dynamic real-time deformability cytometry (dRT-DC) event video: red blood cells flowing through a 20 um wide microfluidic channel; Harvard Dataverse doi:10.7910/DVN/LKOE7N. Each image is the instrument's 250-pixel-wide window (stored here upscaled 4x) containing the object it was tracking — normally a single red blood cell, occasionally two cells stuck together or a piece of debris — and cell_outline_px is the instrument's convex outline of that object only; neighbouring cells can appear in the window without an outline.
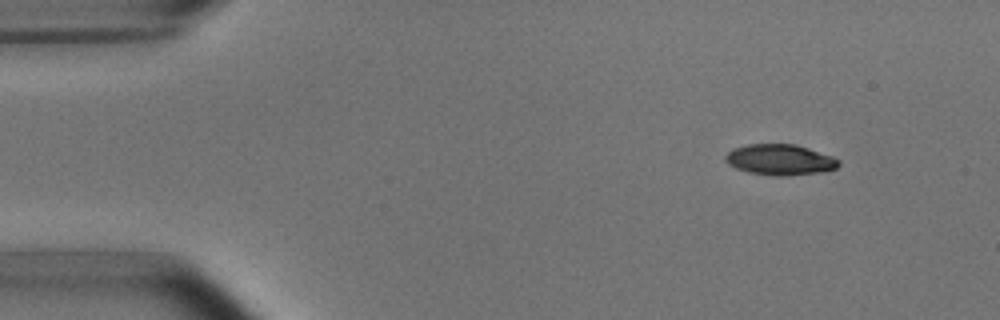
{"species": "common noctule bat (a hibernating species)", "species_latin": "Nyctalus noctula", "temperature_condition": "room temperature", "stored_images_in_passage": 4, "camera_frame_rate_fps": 3000, "um_per_image_px": 0.085, "animal": {"sex": "male", "body_mass_g": 15.6}, "frame": {"image": 1, "passage_image": 1, "time_ms": 0.0, "image_size_px": [1000, 320], "cell_outline_px": [[840, 164], [836, 168], [820, 172], [788, 176], [776, 176], [748, 172], [736, 168], [728, 164], [724, 160], [724, 156], [732, 148], [748, 144], [796, 144], [832, 156], [840, 160]], "centroid_in_image_um": [66.28, 13.57], "position_along_channel_um": 18.7, "area_um2": 20.4}}
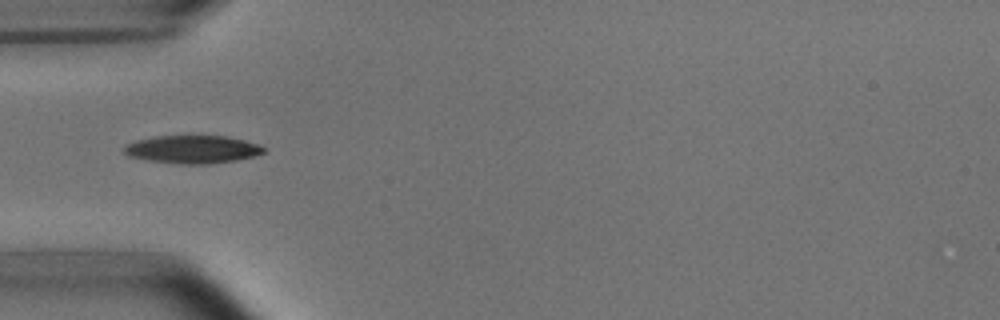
{"frame": {"image": 2, "passage_image": 4, "time_ms": 3.667, "image_size_px": [1000, 320], "cell_outline_px": [[264, 152], [252, 156], [236, 160], [208, 164], [180, 164], [148, 160], [128, 156], [124, 152], [124, 148], [128, 144], [136, 140], [152, 136], [228, 136], [260, 144], [264, 148]], "centroid_in_image_um": [16.35, 12.69], "position_along_channel_um": 68.6, "area_um2": 22.66}}